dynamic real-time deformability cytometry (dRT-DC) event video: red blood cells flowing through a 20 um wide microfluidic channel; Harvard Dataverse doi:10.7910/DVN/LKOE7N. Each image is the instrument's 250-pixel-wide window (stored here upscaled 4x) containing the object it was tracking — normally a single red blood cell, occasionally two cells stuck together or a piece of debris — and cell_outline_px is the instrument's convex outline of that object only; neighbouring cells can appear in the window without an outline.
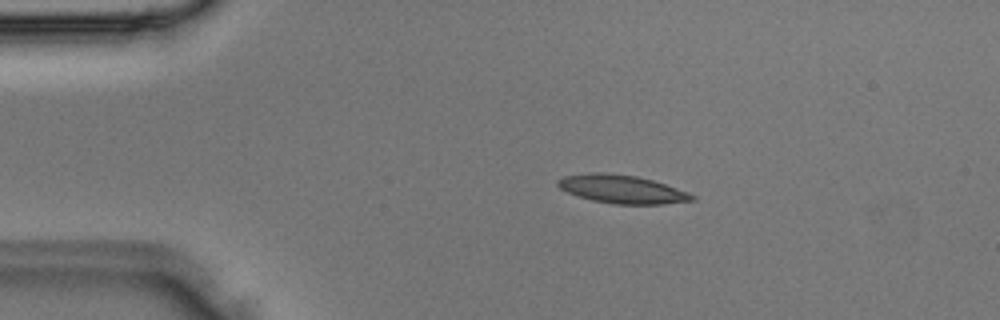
{"species": "Egyptian fruit bat (a non-hibernating species)", "species_latin": "Rousettus aegyptiacus", "temperature_condition": "room temperature", "stored_images_in_passage": 2, "camera_frame_rate_fps": 3000, "um_per_image_px": 0.085, "animal": {"sex": "male"}, "frame": {"image": 1, "passage_image": 1, "time_ms": 0.0, "image_size_px": [1000, 320], "cell_outline_px": [[696, 200], [664, 204], [616, 204], [592, 200], [568, 192], [560, 188], [556, 184], [556, 180], [564, 176], [592, 172], [604, 172], [636, 176], [652, 180], [688, 192], [696, 196]], "centroid_in_image_um": [52.87, 16.08], "position_along_channel_um": 32.1, "area_um2": 22.02}}